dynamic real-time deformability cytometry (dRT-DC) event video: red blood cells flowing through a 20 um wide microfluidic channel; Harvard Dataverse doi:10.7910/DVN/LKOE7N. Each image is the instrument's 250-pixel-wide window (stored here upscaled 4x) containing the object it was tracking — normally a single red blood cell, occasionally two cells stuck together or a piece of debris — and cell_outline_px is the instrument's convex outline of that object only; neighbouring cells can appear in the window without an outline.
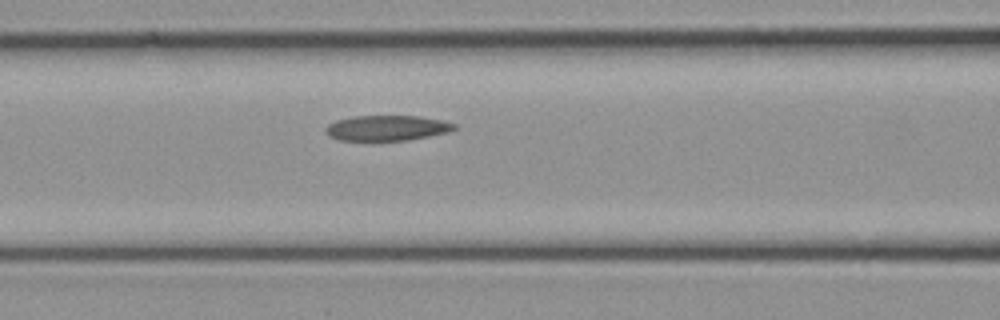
{"species": "common noctule bat (a hibernating species)", "species_latin": "Nyctalus noctula", "temperature_condition": "cold", "stored_images_in_passage": 7, "camera_frame_rate_fps": 3000, "um_per_image_px": 0.085, "animal": {"sex": "female", "body_mass_g": 21.9}, "frame": {"image": 1, "passage_image": 4, "time_ms": 1.0, "image_size_px": [1000, 320], "cell_outline_px": [[456, 128], [448, 132], [408, 140], [336, 140], [328, 136], [324, 132], [324, 128], [328, 124], [336, 120], [352, 116], [420, 116], [440, 120], [456, 124]], "centroid_in_image_um": [32.82, 10.88], "position_along_channel_um": 133.8, "area_um2": 19.02}}
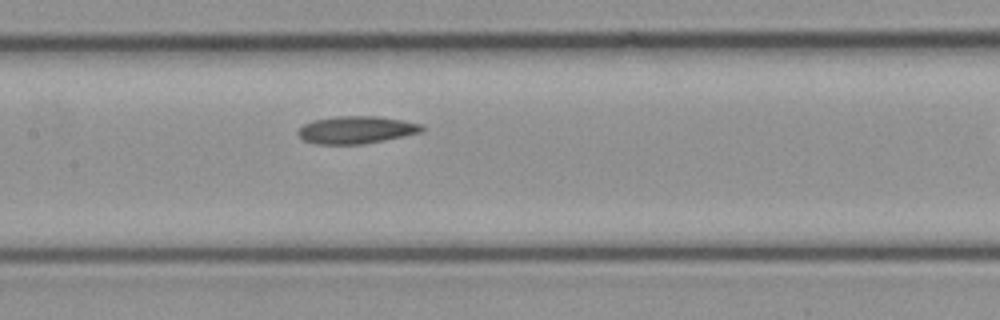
{"frame": {"image": 2, "passage_image": 6, "time_ms": 1.667, "image_size_px": [1000, 320], "cell_outline_px": [[424, 132], [364, 144], [312, 144], [304, 140], [296, 132], [304, 124], [312, 120], [336, 116], [380, 116], [424, 124]], "centroid_in_image_um": [30.31, 11.03], "position_along_channel_um": 177.1, "area_um2": 20.06}}